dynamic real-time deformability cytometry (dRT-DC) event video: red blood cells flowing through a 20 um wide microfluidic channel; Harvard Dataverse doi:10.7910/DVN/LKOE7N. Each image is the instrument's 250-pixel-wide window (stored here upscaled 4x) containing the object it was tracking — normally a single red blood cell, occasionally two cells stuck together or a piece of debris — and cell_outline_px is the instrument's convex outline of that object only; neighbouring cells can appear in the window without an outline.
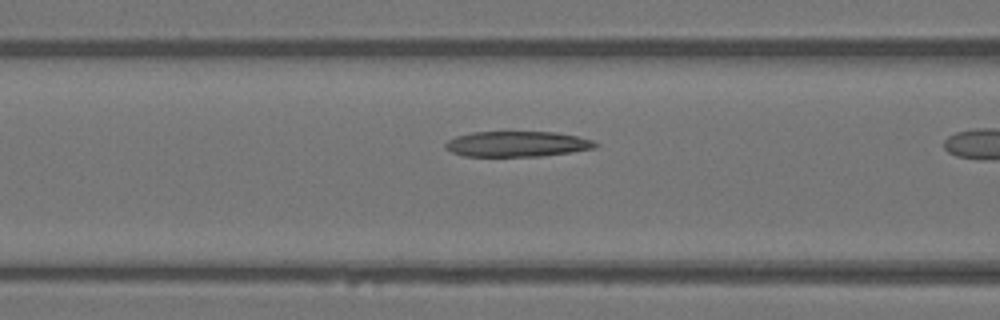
{"species": "Egyptian fruit bat (a non-hibernating species)", "species_latin": "Rousettus aegyptiacus", "temperature_condition": "warm", "stored_images_in_passage": 7, "camera_frame_rate_fps": 3000, "um_per_image_px": 0.085, "animal": {"sex": "female"}, "frame": {"image": 1, "passage_image": 5, "time_ms": 1.333, "image_size_px": [1000, 320], "cell_outline_px": [[600, 144], [596, 148], [544, 156], [464, 156], [452, 152], [444, 148], [444, 144], [448, 140], [456, 136], [472, 132], [556, 132], [576, 136], [592, 140]], "centroid_in_image_um": [43.95, 12.24], "position_along_channel_um": 122.6, "area_um2": 22.31}}